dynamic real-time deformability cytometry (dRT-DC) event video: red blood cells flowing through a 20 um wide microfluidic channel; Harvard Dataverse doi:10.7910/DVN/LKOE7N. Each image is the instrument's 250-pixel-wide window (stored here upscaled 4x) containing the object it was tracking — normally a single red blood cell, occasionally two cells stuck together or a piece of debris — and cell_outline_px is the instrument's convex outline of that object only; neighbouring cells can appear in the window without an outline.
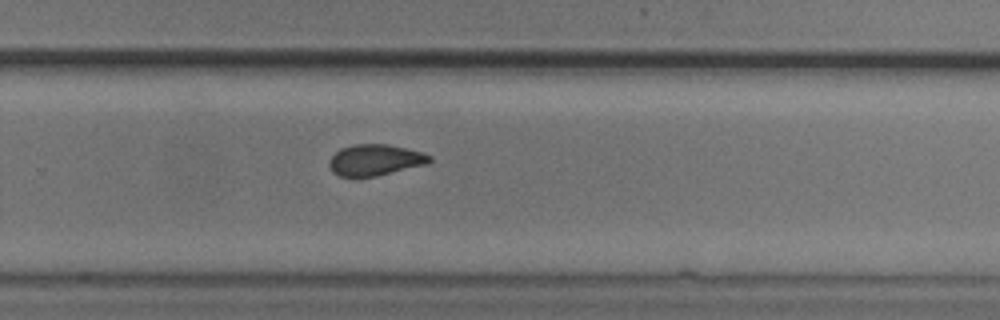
{"species": "common noctule bat (a hibernating species)", "species_latin": "Nyctalus noctula", "temperature_condition": "cold", "stored_images_in_passage": 12, "camera_frame_rate_fps": 3000, "um_per_image_px": 0.085, "animal": {"sex": "male", "body_mass_g": 20.5, "forearm_length_mm": 52.5}, "frame": {"image": 1, "passage_image": 12, "time_ms": 3.667, "image_size_px": [1000, 320], "cell_outline_px": [[432, 160], [428, 164], [376, 176], [340, 176], [332, 172], [328, 164], [332, 156], [340, 148], [352, 144], [388, 144], [420, 152], [432, 156]], "centroid_in_image_um": [31.88, 13.59], "position_along_channel_um": 297.9, "area_um2": 18.15}}